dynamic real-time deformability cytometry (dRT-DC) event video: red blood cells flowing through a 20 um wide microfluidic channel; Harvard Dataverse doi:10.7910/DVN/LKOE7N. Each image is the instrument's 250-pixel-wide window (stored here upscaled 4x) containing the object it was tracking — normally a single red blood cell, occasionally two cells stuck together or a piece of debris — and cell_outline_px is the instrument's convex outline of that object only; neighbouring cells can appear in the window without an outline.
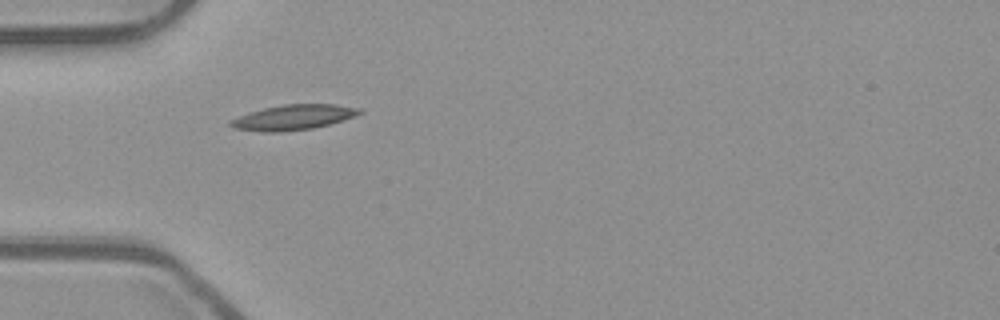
{"species": "common noctule bat (a hibernating species)", "species_latin": "Nyctalus noctula", "temperature_condition": "room temperature", "stored_images_in_passage": 4, "camera_frame_rate_fps": 3000, "um_per_image_px": 0.085, "animal": {"sex": "male", "body_mass_g": 23.1, "forearm_length_mm": 52.7}, "frame": {"image": 1, "passage_image": 1, "time_ms": 0.0, "image_size_px": [1000, 320], "cell_outline_px": [[364, 112], [328, 124], [312, 128], [280, 132], [268, 132], [236, 128], [228, 124], [228, 120], [248, 112], [264, 108], [284, 104], [336, 104], [360, 108]], "centroid_in_image_um": [24.89, 9.96], "position_along_channel_um": 60.1, "area_um2": 18.67}}
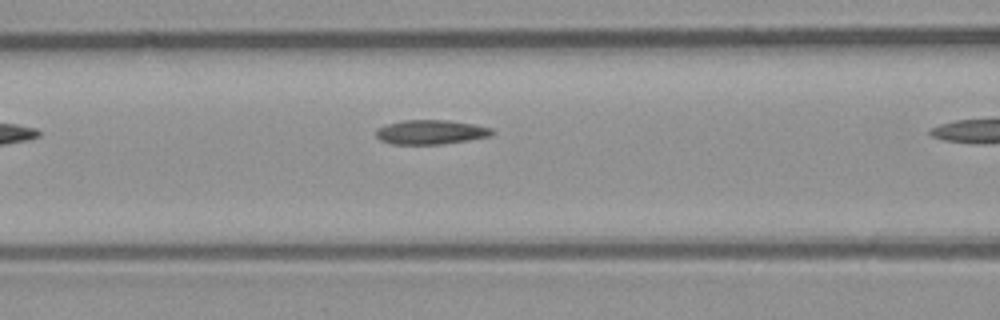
{"frame": {"image": 2, "passage_image": 3, "time_ms": 0.667, "image_size_px": [1000, 320], "cell_outline_px": [[496, 132], [492, 136], [468, 140], [440, 144], [392, 144], [380, 140], [376, 136], [376, 128], [388, 124], [404, 120], [448, 120], [472, 124], [492, 128]], "centroid_in_image_um": [36.63, 11.23], "position_along_channel_um": 130.0, "area_um2": 16.47}}